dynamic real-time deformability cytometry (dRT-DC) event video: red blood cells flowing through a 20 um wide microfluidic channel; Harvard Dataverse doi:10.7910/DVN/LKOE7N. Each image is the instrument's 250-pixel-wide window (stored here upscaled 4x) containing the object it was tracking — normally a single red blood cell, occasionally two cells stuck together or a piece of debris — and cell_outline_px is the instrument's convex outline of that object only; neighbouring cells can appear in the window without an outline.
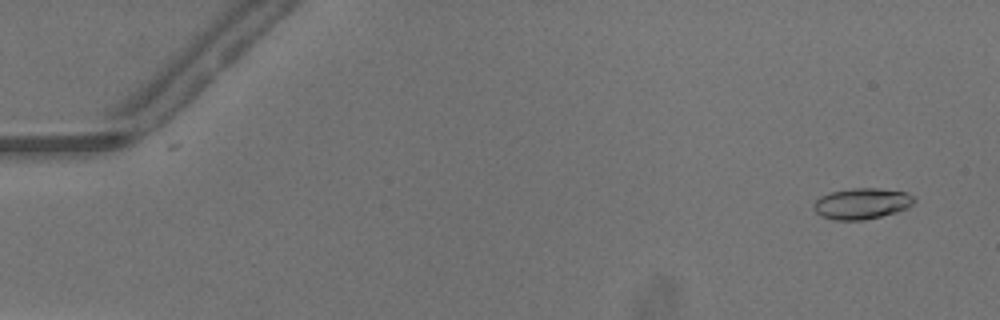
{"species": "common noctule bat (a hibernating species)", "species_latin": "Nyctalus noctula", "temperature_condition": "warm", "stored_images_in_passage": 49, "camera_frame_rate_fps": 3000, "um_per_image_px": 0.085, "animal": {"sex": "male", "body_mass_g": 13.3}, "frame": {"image": 1, "passage_image": 2, "time_ms": 0.333, "image_size_px": [1000, 320], "cell_outline_px": [[916, 200], [908, 208], [896, 212], [864, 220], [832, 220], [820, 216], [812, 208], [812, 204], [820, 196], [832, 192], [852, 188], [876, 188], [904, 192], [916, 196]], "centroid_in_image_um": [73.24, 17.31], "position_along_channel_um": 11.8, "area_um2": 18.26}}
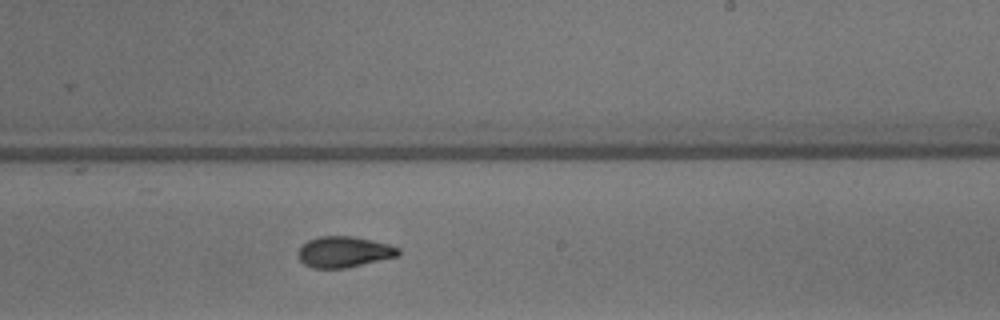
{"frame": {"image": 2, "passage_image": 30, "time_ms": 9.667, "image_size_px": [1000, 320], "cell_outline_px": [[400, 256], [348, 268], [312, 268], [304, 264], [300, 260], [300, 248], [308, 240], [320, 236], [352, 236], [388, 244], [400, 248]], "centroid_in_image_um": [29.29, 21.42], "position_along_channel_um": 259.7, "area_um2": 18.03}}
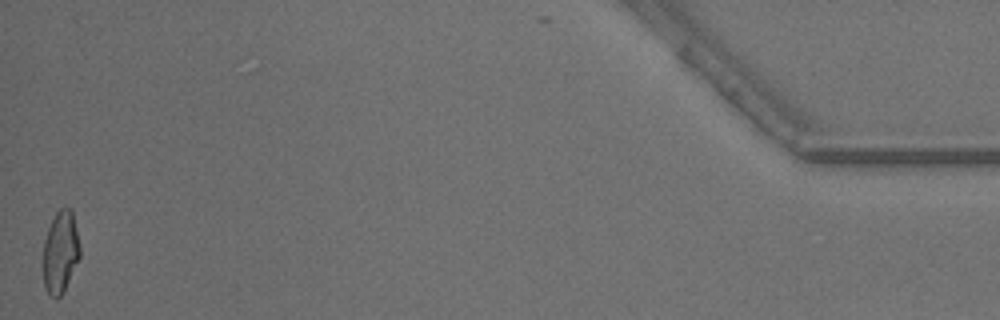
{"frame": {"image": 3, "passage_image": 49, "time_ms": 16.0, "image_size_px": [1000, 320], "cell_outline_px": [[80, 256], [60, 296], [56, 300], [48, 292], [44, 284], [44, 240], [48, 228], [56, 212], [64, 204], [72, 208], [80, 244]], "centroid_in_image_um": [5.15, 21.33], "position_along_channel_um": 430.0, "area_um2": 17.46}, "authors_computed_cell_mechanics": {"area_um2": 17.8602, "velocity_mm_per_s": 4.2124, "shape_relaxation_time_tau1_ms": 5.9288, "shape_relaxation_time_tau2_ms": 2.5951, "deformation_change_tau1": 0.2139, "deformation_change_tau2": 0.0875}}